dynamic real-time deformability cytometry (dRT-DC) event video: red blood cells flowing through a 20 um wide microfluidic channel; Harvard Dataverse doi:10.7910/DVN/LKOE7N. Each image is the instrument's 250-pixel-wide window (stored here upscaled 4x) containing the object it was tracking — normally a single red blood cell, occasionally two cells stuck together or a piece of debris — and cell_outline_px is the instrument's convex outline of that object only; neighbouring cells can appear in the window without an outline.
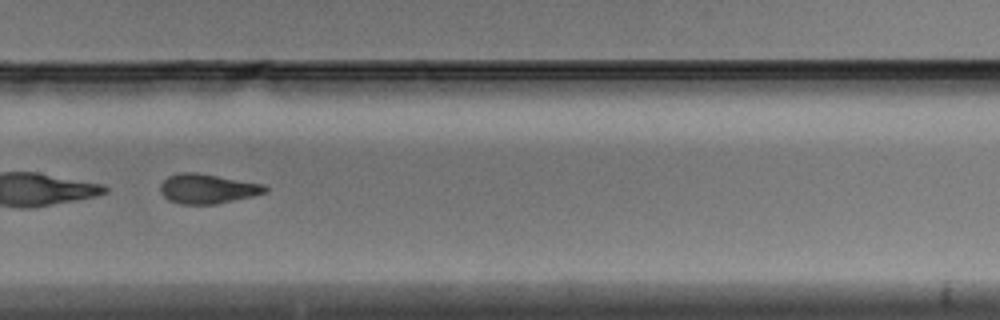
{"species": "Egyptian fruit bat (a non-hibernating species)", "species_latin": "Rousettus aegyptiacus", "temperature_condition": "warm", "stored_images_in_passage": 30, "camera_frame_rate_fps": 3000, "um_per_image_px": 0.085, "animal": {"sex": "male"}, "frame": {"image": 1, "passage_image": 22, "time_ms": 7.0, "image_size_px": [1000, 320], "cell_outline_px": [[268, 192], [252, 196], [216, 204], [180, 204], [168, 200], [160, 192], [160, 184], [168, 176], [180, 172], [196, 172], [264, 184], [268, 188]], "centroid_in_image_um": [17.62, 16.04], "position_along_channel_um": 312.2, "area_um2": 18.15}}